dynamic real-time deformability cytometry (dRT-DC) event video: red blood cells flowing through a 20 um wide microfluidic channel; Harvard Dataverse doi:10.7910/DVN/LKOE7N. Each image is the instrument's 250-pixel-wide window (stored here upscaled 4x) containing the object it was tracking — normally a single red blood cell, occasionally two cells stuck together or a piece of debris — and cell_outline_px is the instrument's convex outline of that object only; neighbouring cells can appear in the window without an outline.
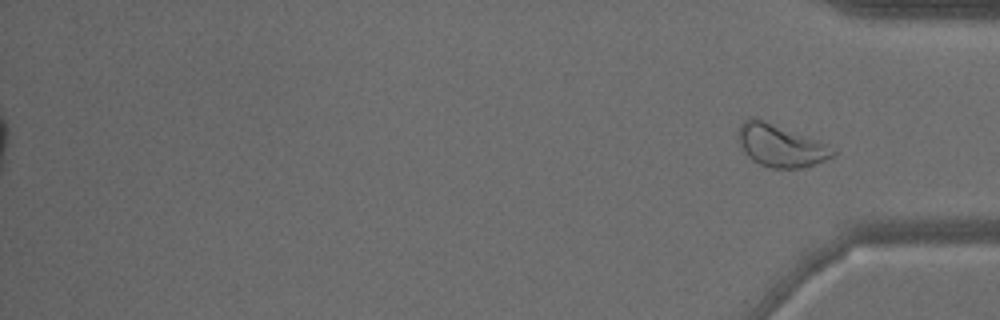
{"species": "common noctule bat (a hibernating species)", "species_latin": "Nyctalus noctula", "temperature_condition": "warm", "stored_images_in_passage": 48, "segment_of_instrument_passage": [2, 2], "camera_frame_rate_fps": 3000, "um_per_image_px": 0.085, "animal": {"sex": "male", "body_mass_g": 15.6}, "frame": {"image": 1, "passage_image": 48, "time_ms": 15.667, "image_size_px": [1000, 320], "cell_outline_px": [[836, 156], [816, 164], [804, 168], [772, 168], [760, 164], [752, 160], [748, 156], [740, 144], [736, 136], [736, 132], [740, 124], [744, 120], [752, 116], [764, 120], [816, 140], [836, 148]], "centroid_in_image_um": [66.34, 12.38], "position_along_channel_um": 368.9, "area_um2": 23.47}}